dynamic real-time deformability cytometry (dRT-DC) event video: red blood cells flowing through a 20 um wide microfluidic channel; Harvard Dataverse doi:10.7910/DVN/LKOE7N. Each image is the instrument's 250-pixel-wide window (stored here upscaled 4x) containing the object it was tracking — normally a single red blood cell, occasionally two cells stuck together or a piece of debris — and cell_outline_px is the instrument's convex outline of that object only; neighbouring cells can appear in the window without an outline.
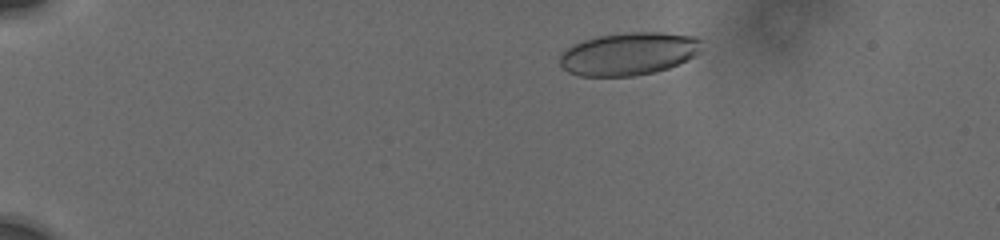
{"species": "human", "species_latin": "Homo sapiens", "temperature_condition": "cold", "stored_images_in_passage": 6, "camera_frame_rate_fps": 3000, "um_per_image_px": 0.085, "donor": {"sex": "male"}, "frame": {"image": 1, "passage_image": 2, "time_ms": 1.0, "image_size_px": [1000, 240], "cell_outline_px": [[700, 52], [696, 56], [688, 60], [668, 68], [636, 76], [576, 76], [568, 72], [560, 64], [560, 56], [572, 44], [584, 40], [600, 36], [628, 32], [664, 32], [696, 36], [700, 40]], "centroid_in_image_um": [53.46, 4.57], "position_along_channel_um": 31.5, "area_um2": 35.43}}
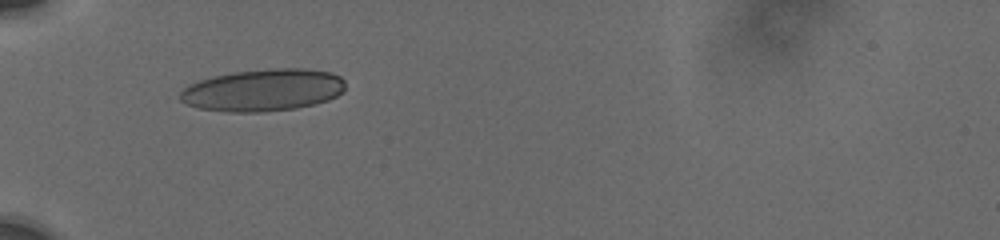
{"frame": {"image": 2, "passage_image": 5, "time_ms": 4.0, "image_size_px": [1000, 240], "cell_outline_px": [[344, 92], [328, 100], [296, 108], [260, 112], [228, 112], [196, 108], [180, 100], [180, 92], [184, 88], [200, 80], [232, 72], [276, 68], [304, 68], [332, 72], [340, 76], [344, 80]], "centroid_in_image_um": [22.39, 7.66], "position_along_channel_um": 62.6, "area_um2": 40.52}}